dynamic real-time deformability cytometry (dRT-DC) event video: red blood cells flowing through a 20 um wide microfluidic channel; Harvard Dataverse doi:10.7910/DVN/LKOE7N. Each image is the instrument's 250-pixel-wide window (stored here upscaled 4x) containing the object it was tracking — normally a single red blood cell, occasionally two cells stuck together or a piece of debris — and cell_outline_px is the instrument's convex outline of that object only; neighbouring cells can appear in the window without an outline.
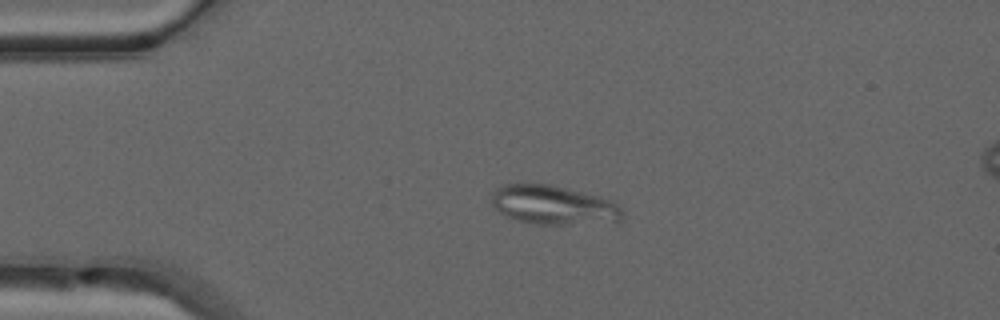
{"species": "common noctule bat (a hibernating species)", "species_latin": "Nyctalus noctula", "temperature_condition": "warm", "stored_images_in_passage": 16, "camera_frame_rate_fps": 3000, "um_per_image_px": 0.085, "animal": {"sex": "male", "forearm_length_mm": 52.5}, "frame": {"image": 1, "passage_image": 1, "time_ms": 0.0, "image_size_px": [1000, 320], "cell_outline_px": [[624, 216], [620, 220], [564, 224], [536, 224], [516, 220], [492, 208], [492, 192], [496, 188], [504, 184], [548, 184], [600, 196], [616, 204], [624, 212]], "centroid_in_image_um": [46.98, 17.41], "position_along_channel_um": 38.0, "area_um2": 29.36}}
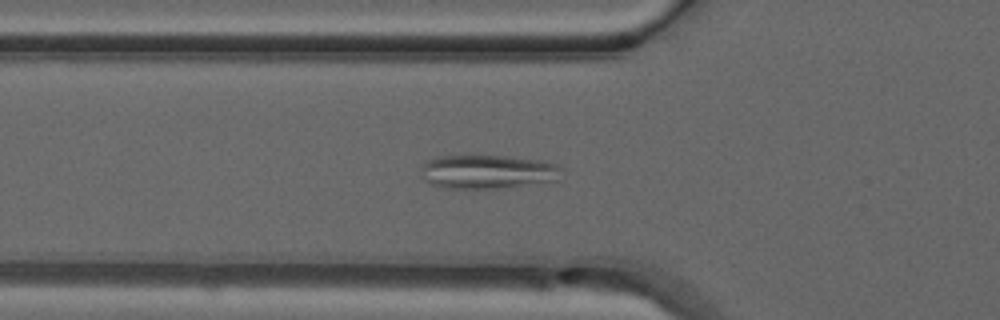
{"frame": {"image": 2, "passage_image": 7, "time_ms": 2.0, "image_size_px": [1000, 320], "cell_outline_px": [[564, 168], [556, 180], [496, 188], [444, 188], [428, 184], [420, 180], [420, 168], [424, 160], [436, 156], [504, 156], [544, 160], [556, 164]], "centroid_in_image_um": [41.34, 14.59], "position_along_channel_um": 84.5, "area_um2": 28.09}}